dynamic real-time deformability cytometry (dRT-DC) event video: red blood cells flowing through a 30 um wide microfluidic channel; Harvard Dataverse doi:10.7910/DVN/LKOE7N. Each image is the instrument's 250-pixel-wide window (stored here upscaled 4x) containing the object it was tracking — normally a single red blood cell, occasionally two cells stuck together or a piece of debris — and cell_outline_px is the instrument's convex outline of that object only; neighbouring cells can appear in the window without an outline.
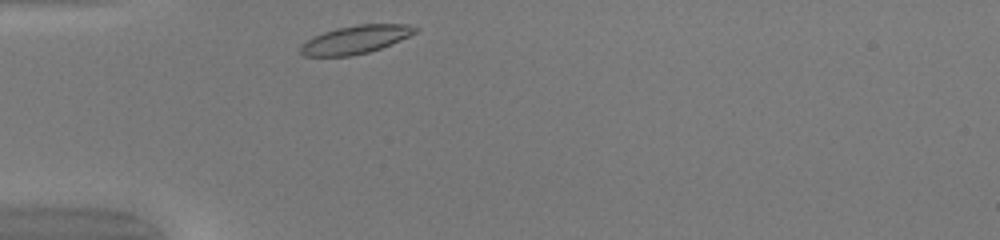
{"species": "common noctule bat (a hibernating species)", "species_latin": "Nyctalus noctula", "temperature_condition": "warm", "stored_images_in_passage": 27, "camera_frame_rate_fps": 3000, "um_per_image_px": 0.085, "animal": {"sex": "female", "body_mass_g": 20.0, "forearm_length_mm": 54.0}, "frame": {"image": 1, "passage_image": 1, "time_ms": 0.0, "image_size_px": [1000, 240], "cell_outline_px": [[420, 28], [416, 32], [400, 40], [380, 48], [368, 52], [352, 56], [304, 56], [300, 52], [300, 44], [312, 36], [336, 28], [356, 24], [408, 24]], "centroid_in_image_um": [30.19, 3.36], "position_along_channel_um": 54.8, "area_um2": 18.9}}
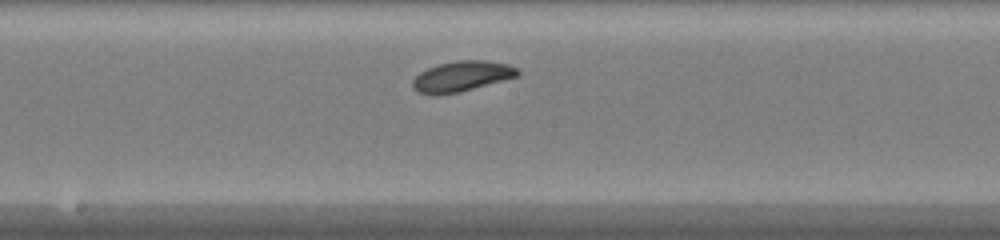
{"frame": {"image": 2, "passage_image": 13, "time_ms": 4.0, "image_size_px": [1000, 240], "cell_outline_px": [[520, 76], [460, 92], [436, 96], [432, 96], [420, 92], [412, 88], [412, 80], [420, 72], [428, 68], [440, 64], [456, 60], [488, 60], [508, 64], [520, 68]], "centroid_in_image_um": [39.28, 6.49], "position_along_channel_um": 208.9, "area_um2": 18.96}}
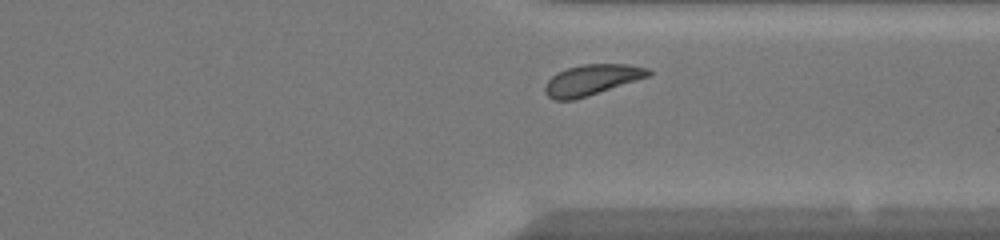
{"frame": {"image": 3, "passage_image": 24, "time_ms": 7.667, "image_size_px": [1000, 240], "cell_outline_px": [[652, 76], [588, 96], [572, 100], [552, 100], [544, 92], [544, 84], [556, 72], [568, 68], [584, 64], [628, 64], [648, 68], [652, 72]], "centroid_in_image_um": [50.31, 6.79], "position_along_channel_um": 361.1, "area_um2": 18.73}, "authors_computed_cell_mechanics": {"area_um2": 18.5538, "velocity_mm_per_s": 4.1447, "shape_relaxation_time_tau1_ms": 1.2141, "shape_relaxation_time_tau2_ms": 9.0832, "deformation_change_tau1": 0.0651, "deformation_change_tau2": 0.1677}}